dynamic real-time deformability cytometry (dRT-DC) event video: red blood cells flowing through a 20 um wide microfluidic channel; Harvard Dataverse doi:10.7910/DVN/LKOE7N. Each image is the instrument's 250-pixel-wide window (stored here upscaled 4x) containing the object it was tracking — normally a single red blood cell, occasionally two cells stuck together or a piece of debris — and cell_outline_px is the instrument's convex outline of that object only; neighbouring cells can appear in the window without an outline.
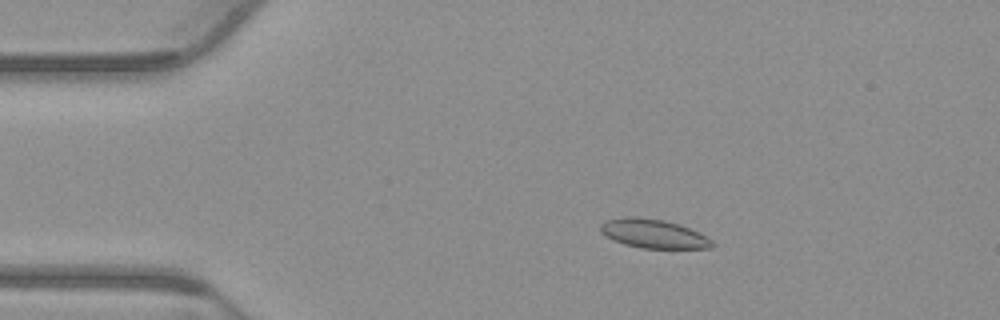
{"species": "common noctule bat (a hibernating species)", "species_latin": "Nyctalus noctula", "temperature_condition": "warm", "stored_images_in_passage": 54, "camera_frame_rate_fps": 3000, "um_per_image_px": 0.085, "animal": {"sex": "male", "body_mass_g": 23.1, "forearm_length_mm": 52.7}, "frame": {"image": 1, "passage_image": 10, "time_ms": 3.0, "image_size_px": [1000, 320], "cell_outline_px": [[716, 244], [712, 248], [640, 248], [624, 244], [600, 232], [600, 224], [604, 220], [624, 216], [636, 216], [664, 220], [700, 232], [708, 236]], "centroid_in_image_um": [55.56, 19.85], "position_along_channel_um": 29.4, "area_um2": 18.9}}
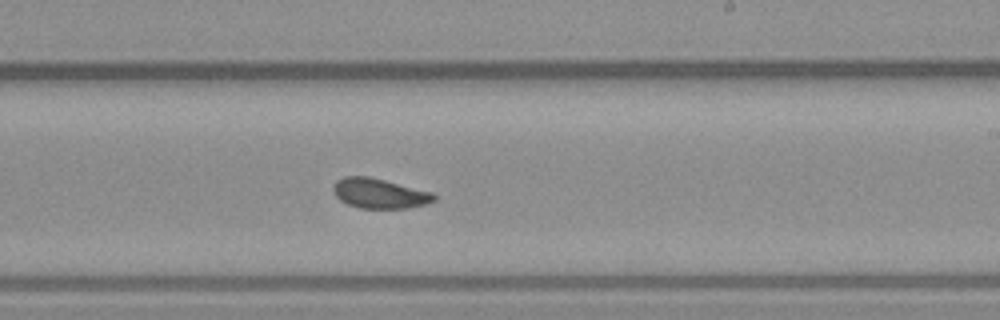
{"frame": {"image": 2, "passage_image": 32, "time_ms": 10.333, "image_size_px": [1000, 320], "cell_outline_px": [[436, 200], [428, 204], [408, 208], [360, 208], [348, 204], [340, 200], [332, 192], [332, 184], [336, 180], [344, 176], [368, 176], [432, 192], [436, 196]], "centroid_in_image_um": [32.23, 16.44], "position_along_channel_um": 256.8, "area_um2": 17.69}}
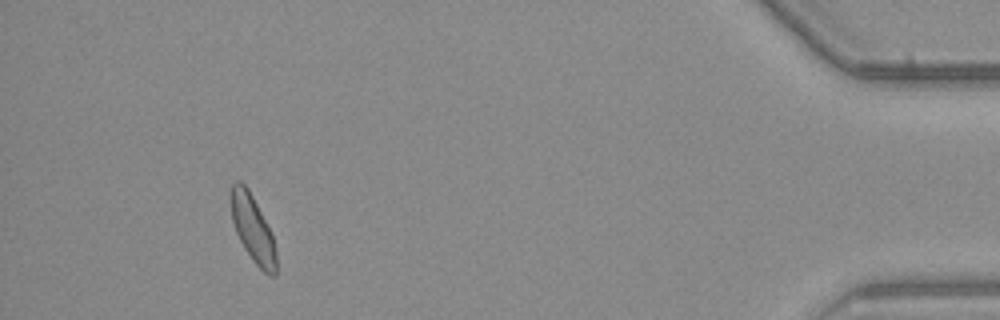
{"frame": {"image": 3, "passage_image": 50, "time_ms": 16.333, "image_size_px": [1000, 320], "cell_outline_px": [[276, 276], [272, 276], [264, 272], [252, 260], [244, 248], [236, 232], [232, 220], [232, 184], [236, 180], [240, 180], [248, 188], [272, 232], [276, 252]], "centroid_in_image_um": [21.51, 19.46], "position_along_channel_um": 413.7, "area_um2": 17.46}, "authors_computed_cell_mechanics": {"area_um2": 18.0047, "velocity_mm_per_s": 3.8118, "shape_relaxation_time_tau1_ms": 5.6816, "shape_relaxation_time_tau2_ms": 2.0435, "deformation_change_tau1": 0.1429, "deformation_change_tau2": 0.0745}}